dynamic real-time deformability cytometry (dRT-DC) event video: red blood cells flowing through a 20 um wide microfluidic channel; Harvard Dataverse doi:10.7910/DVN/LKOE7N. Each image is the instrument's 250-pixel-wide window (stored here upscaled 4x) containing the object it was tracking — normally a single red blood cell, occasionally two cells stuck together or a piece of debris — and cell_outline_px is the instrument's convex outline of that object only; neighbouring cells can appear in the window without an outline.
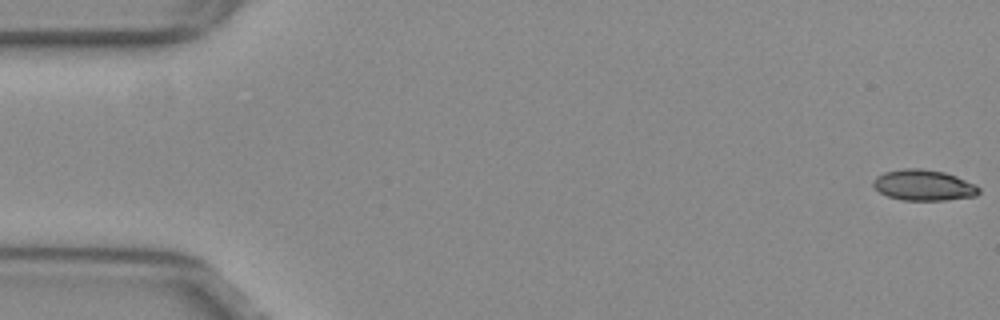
{"species": "common noctule bat (a hibernating species)", "species_latin": "Nyctalus noctula", "temperature_condition": "warm", "stored_images_in_passage": 53, "camera_frame_rate_fps": 3000, "um_per_image_px": 0.085, "animal": {"sex": "female", "body_mass_g": 29.2, "forearm_length_mm": 56.3}, "frame": {"image": 1, "passage_image": 1, "time_ms": 0.0, "image_size_px": [1000, 320], "cell_outline_px": [[980, 192], [976, 196], [944, 200], [904, 200], [888, 196], [880, 192], [872, 184], [872, 180], [876, 176], [884, 172], [904, 168], [920, 168], [944, 172], [956, 176], [976, 184], [980, 188]], "centroid_in_image_um": [78.52, 15.73], "position_along_channel_um": 6.5, "area_um2": 19.02}}
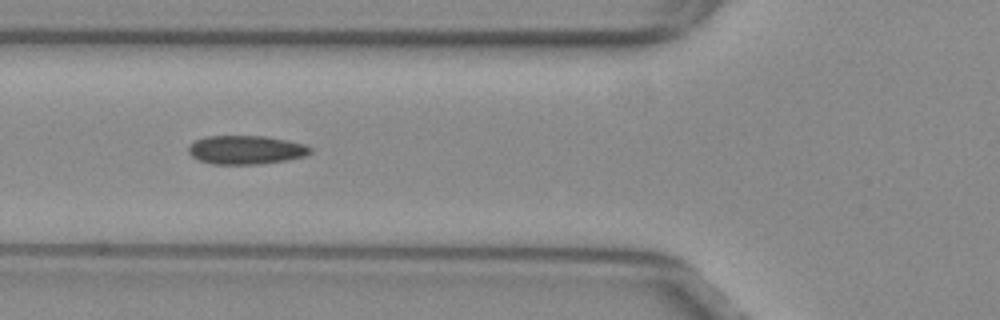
{"frame": {"image": 2, "passage_image": 20, "time_ms": 6.333, "image_size_px": [1000, 320], "cell_outline_px": [[312, 152], [304, 156], [288, 160], [260, 164], [212, 164], [200, 160], [192, 156], [188, 152], [188, 144], [196, 140], [208, 136], [264, 136], [304, 144], [312, 148]], "centroid_in_image_um": [20.89, 12.74], "position_along_channel_um": 104.9, "area_um2": 20.35}}
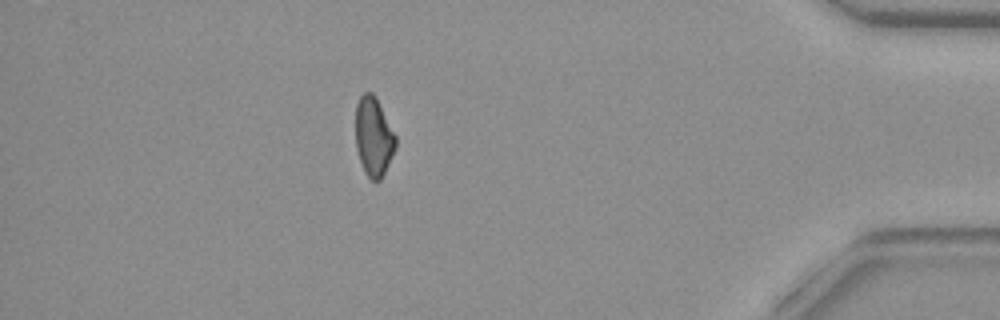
{"frame": {"image": 3, "passage_image": 47, "time_ms": 15.333, "image_size_px": [1000, 320], "cell_outline_px": [[396, 148], [380, 180], [372, 180], [364, 172], [356, 148], [356, 104], [360, 96], [364, 92], [372, 92], [376, 96], [396, 136]], "centroid_in_image_um": [31.75, 11.59], "position_along_channel_um": 403.4, "area_um2": 18.38}, "authors_computed_cell_mechanics": {"area_um2": 19.4208, "velocity_mm_per_s": 3.8796, "shape_relaxation_time_tau1_ms": null, "shape_relaxation_time_tau2_ms": 3.8206, "deformation_change_tau1": null, "deformation_change_tau2": 0.0723}}